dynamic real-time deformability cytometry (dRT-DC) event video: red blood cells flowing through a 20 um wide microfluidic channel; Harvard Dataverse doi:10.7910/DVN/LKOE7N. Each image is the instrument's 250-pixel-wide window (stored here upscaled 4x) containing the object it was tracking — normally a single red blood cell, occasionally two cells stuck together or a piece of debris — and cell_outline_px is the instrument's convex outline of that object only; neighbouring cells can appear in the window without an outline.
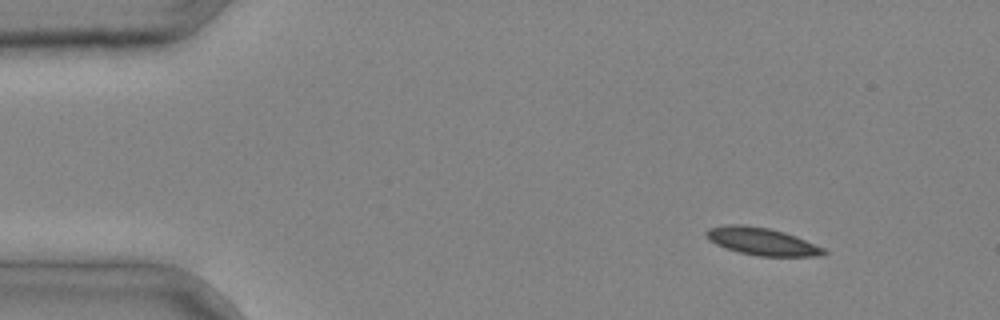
{"species": "common noctule bat (a hibernating species)", "species_latin": "Nyctalus noctula", "temperature_condition": "cold", "stored_images_in_passage": 3, "camera_frame_rate_fps": 3000, "um_per_image_px": 0.085, "animal": {"sex": "male", "body_mass_g": 20.4}, "frame": {"image": 1, "passage_image": 1, "time_ms": 0.0, "image_size_px": [1000, 320], "cell_outline_px": [[828, 252], [824, 256], [760, 256], [740, 252], [716, 244], [708, 240], [704, 236], [704, 232], [708, 228], [728, 224], [744, 224], [768, 228], [784, 232], [796, 236], [824, 248]], "centroid_in_image_um": [64.75, 20.51], "position_along_channel_um": 20.2, "area_um2": 18.84}}
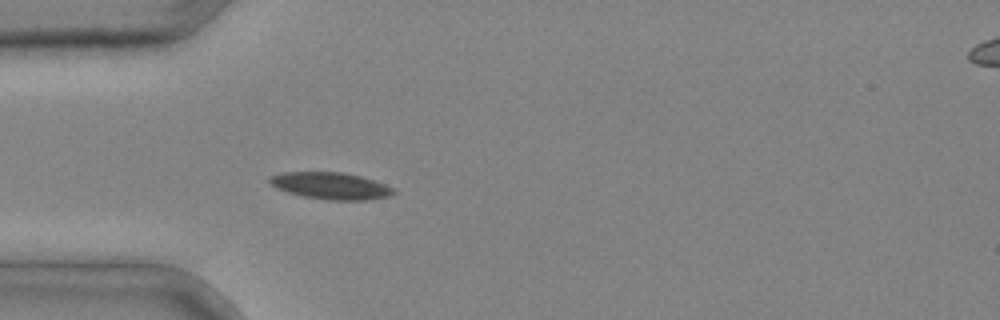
{"frame": {"image": 2, "passage_image": 3, "time_ms": 0.667, "image_size_px": [1000, 320], "cell_outline_px": [[396, 192], [388, 196], [368, 200], [328, 200], [304, 196], [288, 192], [276, 188], [268, 184], [268, 180], [272, 176], [280, 172], [344, 172], [360, 176], [384, 184], [392, 188]], "centroid_in_image_um": [28.07, 15.79], "position_along_channel_um": 56.9, "area_um2": 19.31}}